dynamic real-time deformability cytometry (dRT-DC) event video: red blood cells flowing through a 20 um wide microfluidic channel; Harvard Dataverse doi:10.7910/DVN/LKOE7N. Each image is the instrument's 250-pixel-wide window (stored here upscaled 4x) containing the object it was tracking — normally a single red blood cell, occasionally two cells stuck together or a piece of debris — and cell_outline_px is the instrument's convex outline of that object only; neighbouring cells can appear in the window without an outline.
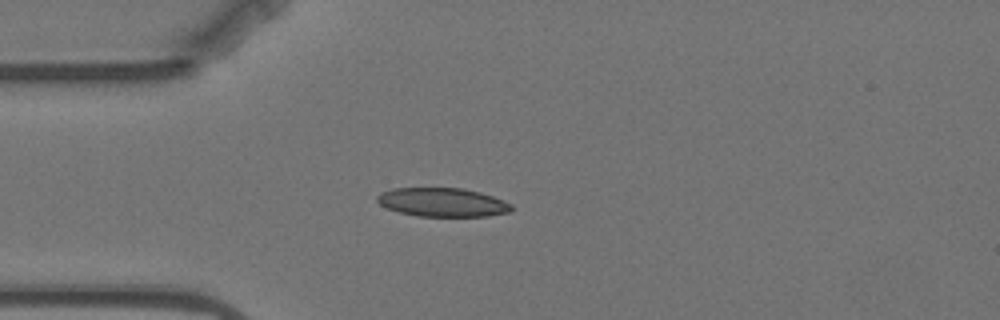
{"species": "Egyptian fruit bat (a non-hibernating species)", "species_latin": "Rousettus aegyptiacus", "temperature_condition": "warm", "stored_images_in_passage": 1, "camera_frame_rate_fps": 3000, "um_per_image_px": 0.085, "animal": {"sex": "female"}, "frame": {"image": 1, "passage_image": 1, "time_ms": 0.0, "image_size_px": [1000, 320], "cell_outline_px": [[512, 212], [488, 216], [416, 216], [400, 212], [388, 208], [380, 204], [376, 200], [376, 196], [380, 192], [392, 188], [464, 188], [480, 192], [504, 200], [512, 204]], "centroid_in_image_um": [37.63, 17.19], "position_along_channel_um": 47.4, "area_um2": 22.66}}